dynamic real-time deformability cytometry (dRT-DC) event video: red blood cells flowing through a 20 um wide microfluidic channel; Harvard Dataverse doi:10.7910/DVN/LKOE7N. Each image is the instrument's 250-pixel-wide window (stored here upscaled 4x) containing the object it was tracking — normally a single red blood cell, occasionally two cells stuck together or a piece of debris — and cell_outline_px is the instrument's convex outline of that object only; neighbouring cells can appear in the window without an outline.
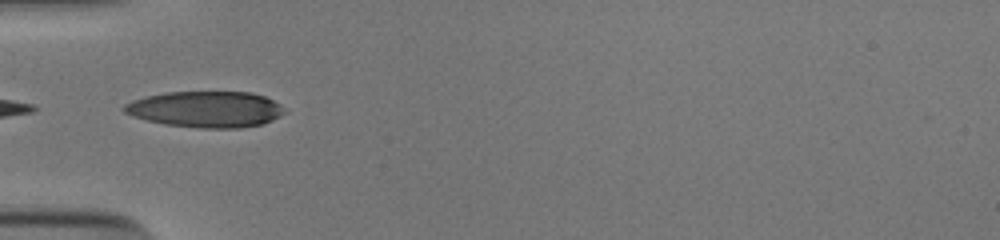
{"species": "human", "species_latin": "Homo sapiens", "temperature_condition": "cold", "stored_images_in_passage": 3, "camera_frame_rate_fps": 3000, "um_per_image_px": 0.085, "donor": {"sex": "male"}, "frame": {"image": 1, "passage_image": 1, "time_ms": 0.0, "image_size_px": [1000, 240], "cell_outline_px": [[288, 112], [272, 120], [260, 124], [240, 128], [200, 128], [164, 124], [132, 116], [124, 112], [120, 108], [124, 104], [132, 100], [148, 96], [168, 92], [252, 92], [264, 96], [280, 104]], "centroid_in_image_um": [17.5, 9.29], "position_along_channel_um": 67.5, "area_um2": 33.81}}